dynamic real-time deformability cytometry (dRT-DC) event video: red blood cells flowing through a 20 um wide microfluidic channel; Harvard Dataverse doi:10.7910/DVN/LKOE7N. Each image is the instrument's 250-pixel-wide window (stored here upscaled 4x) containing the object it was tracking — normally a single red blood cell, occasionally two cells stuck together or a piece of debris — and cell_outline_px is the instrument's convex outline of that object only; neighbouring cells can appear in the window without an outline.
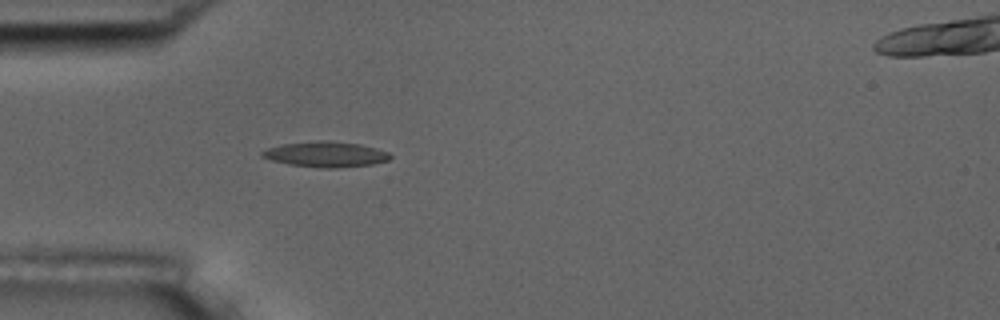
{"species": "common noctule bat (a hibernating species)", "species_latin": "Nyctalus noctula", "temperature_condition": "room temperature", "stored_images_in_passage": 2, "camera_frame_rate_fps": 3000, "um_per_image_px": 0.085, "animal": {"sex": "male", "body_mass_g": 17.5, "forearm_length_mm": 52.3}, "frame": {"image": 1, "passage_image": 2, "time_ms": 1.0, "image_size_px": [1000, 320], "cell_outline_px": [[392, 156], [388, 160], [372, 164], [336, 168], [320, 168], [288, 164], [272, 160], [260, 156], [260, 152], [268, 148], [284, 144], [320, 140], [328, 140], [360, 144], [376, 148], [388, 152]], "centroid_in_image_um": [27.69, 13.11], "position_along_channel_um": 57.3, "area_um2": 18.96}}